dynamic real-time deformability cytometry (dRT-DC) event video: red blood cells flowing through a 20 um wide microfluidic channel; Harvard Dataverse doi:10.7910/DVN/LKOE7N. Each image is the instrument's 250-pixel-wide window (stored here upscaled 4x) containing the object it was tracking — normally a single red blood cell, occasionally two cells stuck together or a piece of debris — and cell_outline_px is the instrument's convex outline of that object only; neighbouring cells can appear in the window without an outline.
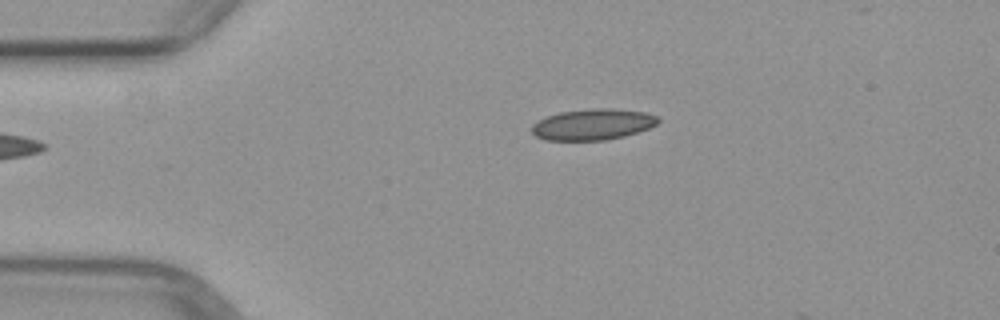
{"species": "common noctule bat (a hibernating species)", "species_latin": "Nyctalus noctula", "temperature_condition": "warm", "stored_images_in_passage": 2, "camera_frame_rate_fps": 3000, "um_per_image_px": 0.085, "animal": {"sex": "female", "body_mass_g": 29.2, "forearm_length_mm": 56.3}, "frame": {"image": 1, "passage_image": 2, "time_ms": 1.0, "image_size_px": [1000, 320], "cell_outline_px": [[660, 120], [656, 124], [648, 128], [624, 136], [604, 140], [544, 140], [536, 136], [532, 132], [532, 124], [548, 116], [560, 112], [592, 108], [612, 108], [644, 112], [656, 116]], "centroid_in_image_um": [50.38, 10.57], "position_along_channel_um": 34.6, "area_um2": 22.66}}